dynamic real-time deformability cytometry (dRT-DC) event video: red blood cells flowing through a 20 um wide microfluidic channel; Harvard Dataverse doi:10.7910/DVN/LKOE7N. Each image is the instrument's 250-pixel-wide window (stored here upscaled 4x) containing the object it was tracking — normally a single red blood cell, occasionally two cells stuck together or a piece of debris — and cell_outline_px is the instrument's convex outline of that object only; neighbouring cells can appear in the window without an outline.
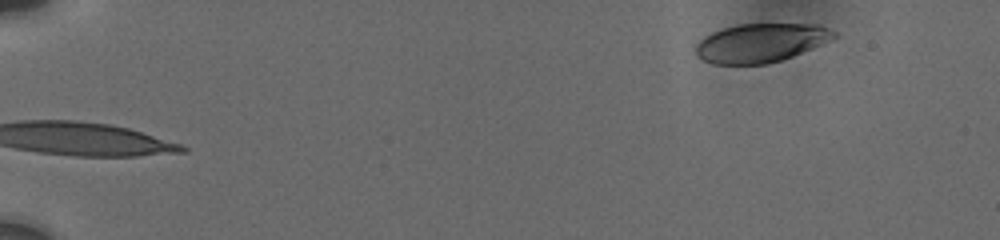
{"species": "human", "species_latin": "Homo sapiens", "temperature_condition": "cold", "stored_images_in_passage": 52, "camera_frame_rate_fps": 3000, "um_per_image_px": 0.085, "donor": {"sex": "male"}, "frame": {"image": 1, "passage_image": 1, "time_ms": 0.0, "image_size_px": [1000, 240], "cell_outline_px": [[840, 36], [832, 40], [792, 56], [780, 60], [764, 64], [712, 64], [696, 56], [696, 44], [704, 36], [720, 28], [736, 24], [820, 24], [836, 32]], "centroid_in_image_um": [64.67, 3.63], "position_along_channel_um": 20.3, "area_um2": 31.44}}
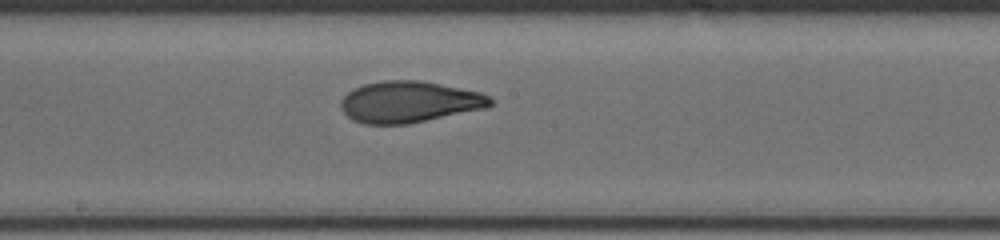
{"frame": {"image": 2, "passage_image": 29, "time_ms": 9.0, "image_size_px": [1000, 240], "cell_outline_px": [[496, 100], [488, 108], [408, 124], [364, 124], [352, 120], [340, 108], [340, 100], [352, 88], [364, 84], [384, 80], [420, 80], [480, 92], [492, 96]], "centroid_in_image_um": [34.81, 8.66], "position_along_channel_um": 213.4, "area_um2": 36.41}}
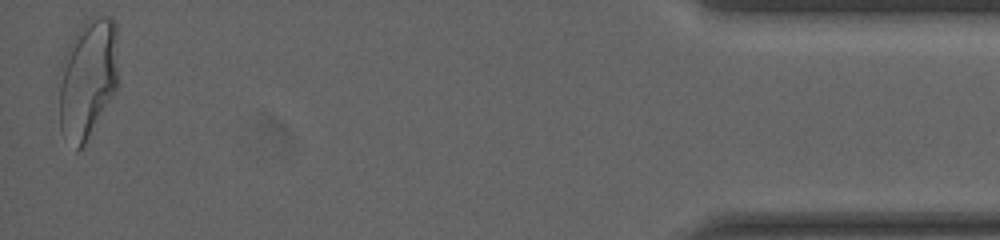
{"frame": {"image": 3, "passage_image": 51, "time_ms": 16.667, "image_size_px": [1000, 240], "cell_outline_px": [[116, 88], [84, 144], [76, 152], [60, 128], [60, 88], [64, 56], [68, 44], [72, 36], [92, 16], [108, 16], [116, 24]], "centroid_in_image_um": [7.44, 6.66], "position_along_channel_um": 427.8, "area_um2": 40.11}, "authors_computed_cell_mechanics": {"area_um2": 35.5181, "velocity_mm_per_s": 3.7434, "shape_relaxation_time_tau1_ms": 5.1157, "shape_relaxation_time_tau2_ms": 1.3867, "deformation_change_tau1": 0.178, "deformation_change_tau2": 0.0776}}